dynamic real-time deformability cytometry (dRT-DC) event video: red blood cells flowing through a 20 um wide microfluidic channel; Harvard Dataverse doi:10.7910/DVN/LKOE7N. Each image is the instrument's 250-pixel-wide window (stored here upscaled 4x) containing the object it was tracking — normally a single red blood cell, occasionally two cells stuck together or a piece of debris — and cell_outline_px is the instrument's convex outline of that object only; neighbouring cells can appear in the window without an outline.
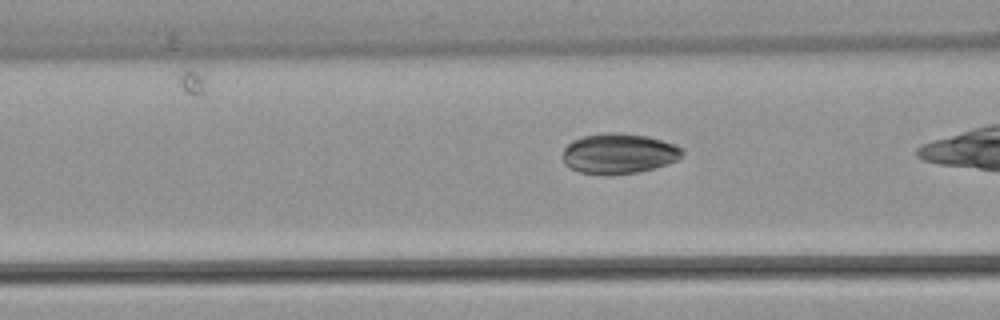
{"species": "common noctule bat (a hibernating species)", "species_latin": "Nyctalus noctula", "temperature_condition": "warm", "stored_images_in_passage": 25, "camera_frame_rate_fps": 3000, "um_per_image_px": 0.085, "animal": {"sex": "female", "body_mass_g": 22.7, "forearm_length_mm": 54.2}, "frame": {"image": 1, "passage_image": 16, "time_ms": 5.0, "image_size_px": [1000, 320], "cell_outline_px": [[684, 152], [676, 160], [668, 164], [656, 168], [640, 172], [580, 172], [564, 164], [564, 148], [572, 140], [580, 136], [604, 132], [620, 132], [648, 136], [676, 144], [684, 148]], "centroid_in_image_um": [52.64, 13.0], "position_along_channel_um": 114.0, "area_um2": 27.74}}